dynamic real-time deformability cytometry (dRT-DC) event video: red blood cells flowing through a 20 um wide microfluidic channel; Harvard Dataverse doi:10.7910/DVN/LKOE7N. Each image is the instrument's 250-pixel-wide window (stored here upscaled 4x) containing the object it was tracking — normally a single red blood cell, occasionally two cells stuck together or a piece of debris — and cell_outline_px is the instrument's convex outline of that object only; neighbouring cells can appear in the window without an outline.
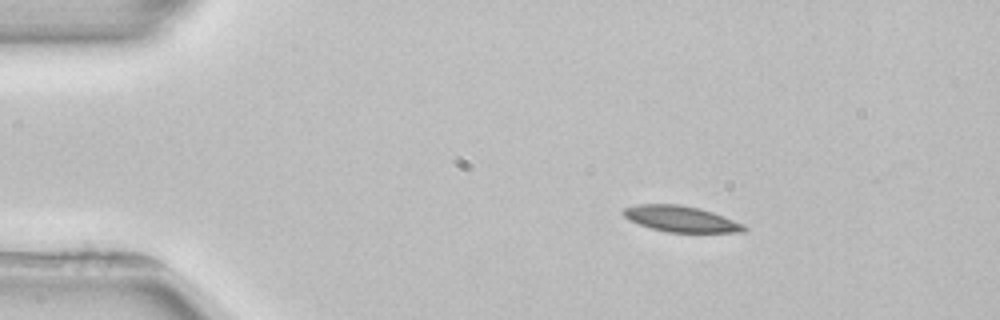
{"species": "common noctule bat (a hibernating species)", "species_latin": "Nyctalus noctula", "temperature_condition": "room temperature", "stored_images_in_passage": 5, "camera_frame_rate_fps": 3000, "um_per_image_px": 0.085, "animal": {"sex": "female", "body_mass_g": 22.7, "forearm_length_mm": 54.2}, "frame": {"image": 1, "passage_image": 2, "time_ms": 1.333, "image_size_px": [1000, 320], "cell_outline_px": [[748, 228], [744, 232], [668, 232], [652, 228], [628, 220], [620, 212], [624, 208], [636, 204], [680, 204], [700, 208], [724, 216], [744, 224]], "centroid_in_image_um": [57.87, 18.6], "position_along_channel_um": 27.1, "area_um2": 18.32}}
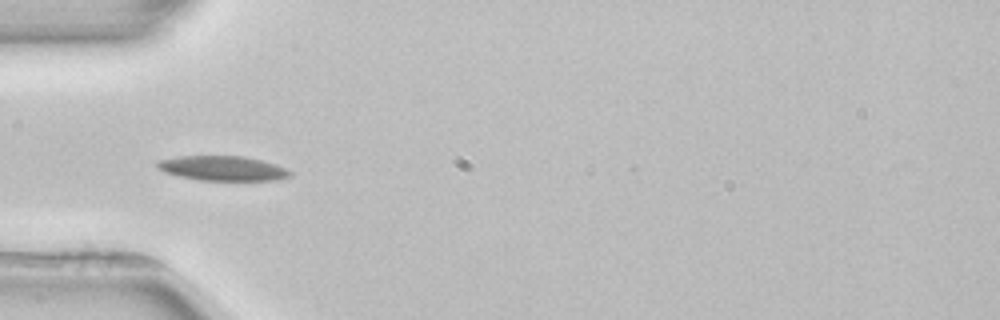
{"frame": {"image": 2, "passage_image": 4, "time_ms": 4.0, "image_size_px": [1000, 320], "cell_outline_px": [[292, 176], [276, 180], [200, 180], [180, 176], [164, 172], [156, 168], [156, 164], [160, 160], [180, 156], [244, 156], [276, 164], [292, 172]], "centroid_in_image_um": [18.93, 14.3], "position_along_channel_um": 66.1, "area_um2": 19.02}}